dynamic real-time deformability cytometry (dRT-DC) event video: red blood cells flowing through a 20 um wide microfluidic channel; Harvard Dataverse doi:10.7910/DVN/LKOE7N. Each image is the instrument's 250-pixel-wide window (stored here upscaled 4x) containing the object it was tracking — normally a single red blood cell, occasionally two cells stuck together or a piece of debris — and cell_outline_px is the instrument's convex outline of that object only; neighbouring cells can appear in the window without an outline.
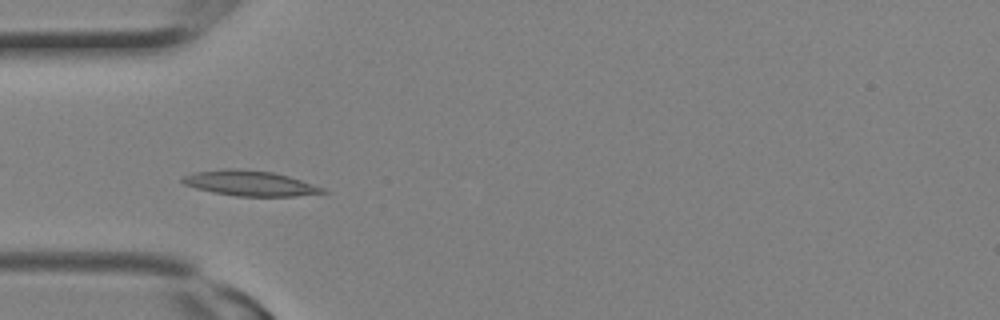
{"species": "Egyptian fruit bat (a non-hibernating species)", "species_latin": "Rousettus aegyptiacus", "temperature_condition": "room temperature", "stored_images_in_passage": 2, "camera_frame_rate_fps": 3000, "um_per_image_px": 0.085, "animal": {"sex": "female"}, "frame": {"image": 1, "passage_image": 2, "time_ms": 0.333, "image_size_px": [1000, 320], "cell_outline_px": [[328, 192], [292, 196], [236, 196], [196, 188], [184, 184], [180, 180], [184, 176], [196, 172], [224, 168], [232, 168], [272, 172], [288, 176], [324, 188]], "centroid_in_image_um": [21.22, 15.57], "position_along_channel_um": 63.8, "area_um2": 20.23}}